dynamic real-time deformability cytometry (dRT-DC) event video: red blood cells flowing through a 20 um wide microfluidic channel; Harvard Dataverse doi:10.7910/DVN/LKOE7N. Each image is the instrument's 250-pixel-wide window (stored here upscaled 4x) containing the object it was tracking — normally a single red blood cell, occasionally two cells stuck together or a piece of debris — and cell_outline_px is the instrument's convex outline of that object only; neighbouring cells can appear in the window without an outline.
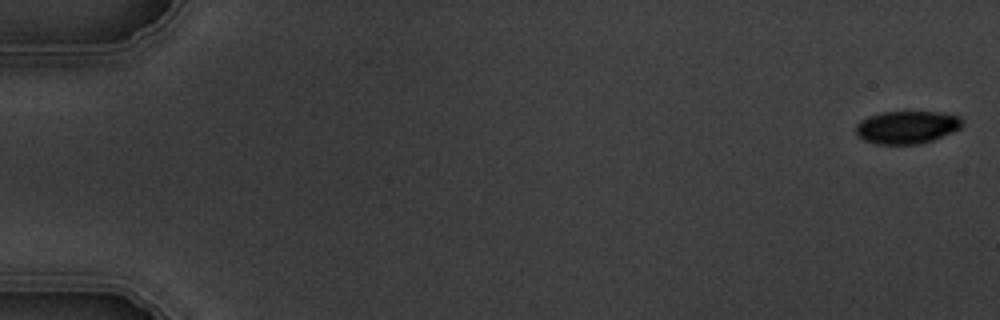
{"species": "common noctule bat (a hibernating species)", "species_latin": "Nyctalus noctula", "temperature_condition": "warm", "stored_images_in_passage": 7, "camera_frame_rate_fps": 3000, "um_per_image_px": 0.085, "animal": {"sex": "male", "body_mass_g": 19.5, "forearm_length_mm": 54.6}, "frame": {"image": 1, "passage_image": 1, "time_ms": 0.0, "image_size_px": [1000, 320], "cell_outline_px": [[964, 124], [960, 128], [952, 132], [932, 140], [920, 144], [876, 144], [864, 140], [856, 136], [856, 124], [860, 120], [868, 116], [880, 112], [940, 112], [960, 116], [964, 120]], "centroid_in_image_um": [77.08, 10.81], "position_along_channel_um": 7.9, "area_um2": 20.52}}
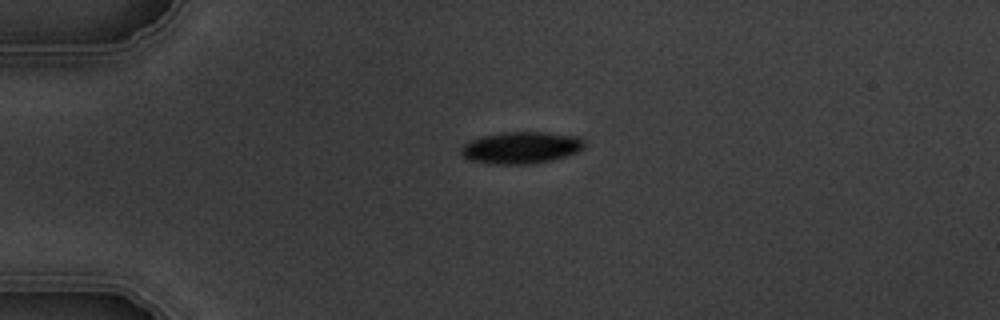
{"frame": {"image": 2, "passage_image": 5, "time_ms": 4.333, "image_size_px": [1000, 320], "cell_outline_px": [[584, 148], [576, 152], [552, 160], [532, 164], [496, 164], [468, 160], [460, 152], [460, 148], [464, 144], [472, 140], [484, 136], [500, 132], [544, 132], [576, 136], [584, 140]], "centroid_in_image_um": [44.28, 12.55], "position_along_channel_um": 40.7, "area_um2": 22.77}}